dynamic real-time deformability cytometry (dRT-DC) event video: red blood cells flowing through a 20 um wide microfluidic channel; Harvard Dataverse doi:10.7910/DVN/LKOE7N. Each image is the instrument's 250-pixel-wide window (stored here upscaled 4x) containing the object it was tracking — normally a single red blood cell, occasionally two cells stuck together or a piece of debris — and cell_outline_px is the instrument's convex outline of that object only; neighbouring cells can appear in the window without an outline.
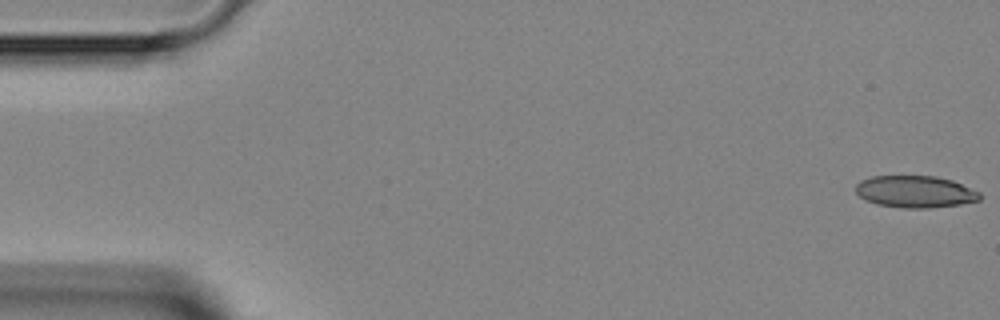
{"species": "Egyptian fruit bat (a non-hibernating species)", "species_latin": "Rousettus aegyptiacus", "temperature_condition": "room temperature", "stored_images_in_passage": 35, "camera_frame_rate_fps": 3000, "um_per_image_px": 0.085, "animal": {"sex": "female"}, "frame": {"image": 1, "passage_image": 1, "time_ms": 0.0, "image_size_px": [1000, 320], "cell_outline_px": [[980, 200], [960, 204], [928, 208], [900, 208], [876, 204], [864, 200], [856, 192], [856, 184], [860, 180], [872, 176], [936, 176], [952, 180], [980, 192]], "centroid_in_image_um": [77.76, 16.29], "position_along_channel_um": 7.2, "area_um2": 23.18}}
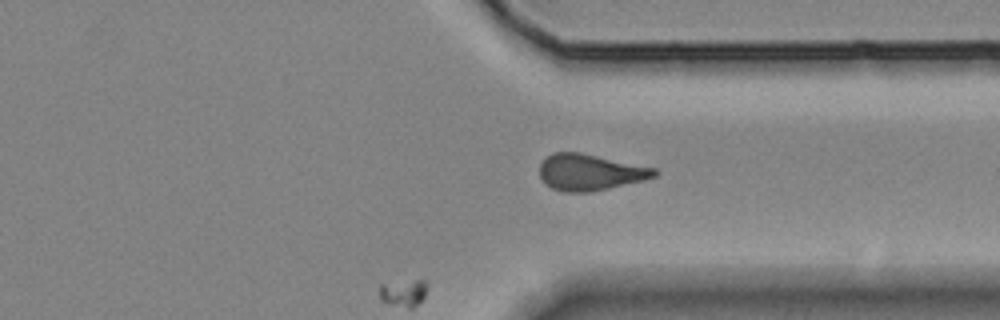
{"frame": {"image": 2, "passage_image": 35, "time_ms": 11.333, "image_size_px": [1000, 320], "cell_outline_px": [[660, 172], [656, 176], [644, 180], [608, 188], [588, 192], [564, 192], [552, 188], [540, 176], [540, 164], [552, 152], [580, 152], [656, 168]], "centroid_in_image_um": [50.18, 14.63], "position_along_channel_um": 361.2, "area_um2": 24.1}}